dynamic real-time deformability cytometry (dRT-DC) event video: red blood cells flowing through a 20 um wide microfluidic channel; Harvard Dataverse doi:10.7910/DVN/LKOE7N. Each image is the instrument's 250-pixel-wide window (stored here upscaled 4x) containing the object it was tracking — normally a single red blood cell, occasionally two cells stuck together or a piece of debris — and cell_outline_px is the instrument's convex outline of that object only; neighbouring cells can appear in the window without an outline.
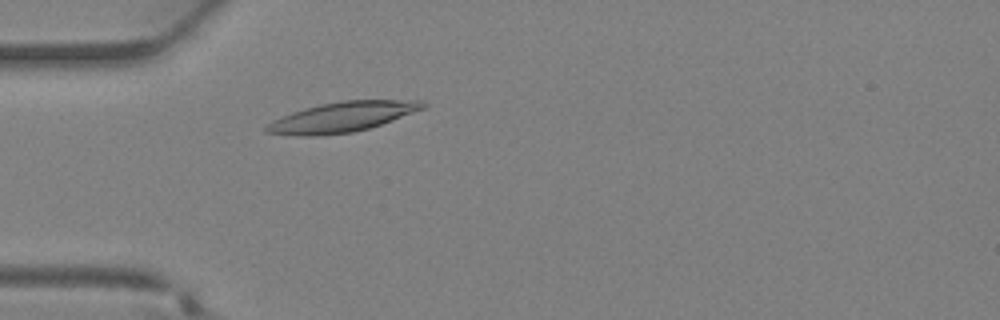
{"species": "Egyptian fruit bat (a non-hibernating species)", "species_latin": "Rousettus aegyptiacus", "temperature_condition": "warm", "stored_images_in_passage": 30, "camera_frame_rate_fps": 3000, "um_per_image_px": 0.085, "animal": {"sex": "female"}, "frame": {"image": 1, "passage_image": 4, "time_ms": 1.0, "image_size_px": [1000, 320], "cell_outline_px": [[428, 104], [424, 108], [392, 120], [368, 128], [352, 132], [316, 136], [300, 136], [268, 132], [264, 128], [272, 120], [292, 112], [320, 104], [344, 100], [420, 100]], "centroid_in_image_um": [29.08, 9.94], "position_along_channel_um": 55.9, "area_um2": 26.99}}
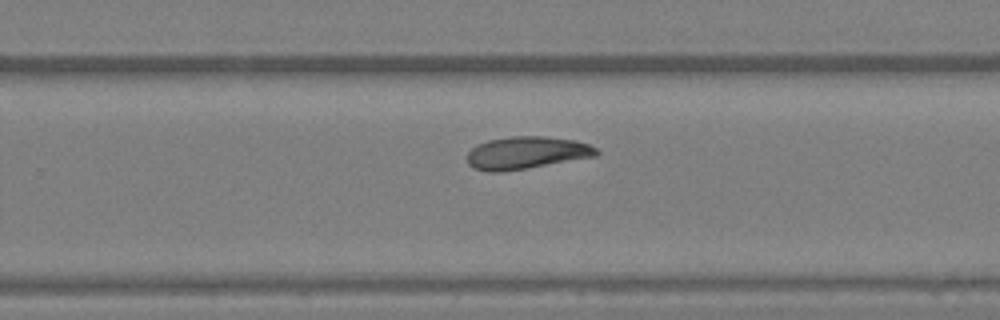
{"frame": {"image": 2, "passage_image": 17, "time_ms": 5.333, "image_size_px": [1000, 320], "cell_outline_px": [[600, 152], [596, 156], [528, 168], [500, 172], [488, 172], [472, 168], [468, 164], [468, 152], [476, 144], [488, 140], [508, 136], [544, 136], [576, 140], [588, 144], [596, 148]], "centroid_in_image_um": [44.73, 12.98], "position_along_channel_um": 285.1, "area_um2": 24.62}}
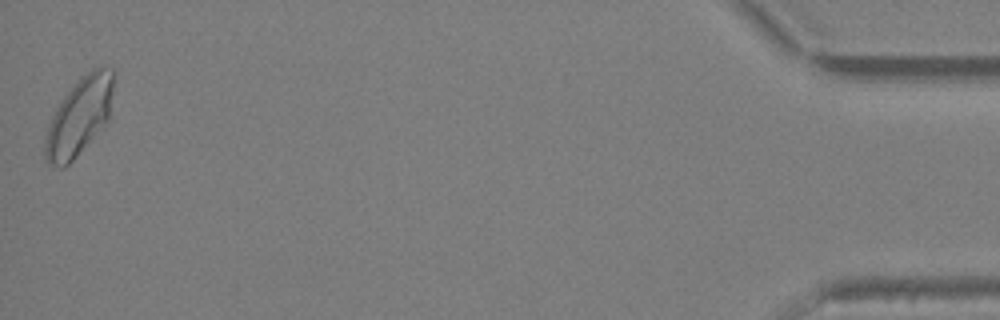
{"frame": {"image": 3, "passage_image": 30, "time_ms": 9.667, "image_size_px": [1000, 320], "cell_outline_px": [[112, 92], [108, 120], [72, 160], [64, 168], [60, 168], [48, 164], [44, 160], [44, 140], [52, 116], [56, 108], [64, 96], [80, 76], [92, 68], [104, 64], [112, 68]], "centroid_in_image_um": [6.71, 9.88], "position_along_channel_um": 428.5, "area_um2": 30.63}}